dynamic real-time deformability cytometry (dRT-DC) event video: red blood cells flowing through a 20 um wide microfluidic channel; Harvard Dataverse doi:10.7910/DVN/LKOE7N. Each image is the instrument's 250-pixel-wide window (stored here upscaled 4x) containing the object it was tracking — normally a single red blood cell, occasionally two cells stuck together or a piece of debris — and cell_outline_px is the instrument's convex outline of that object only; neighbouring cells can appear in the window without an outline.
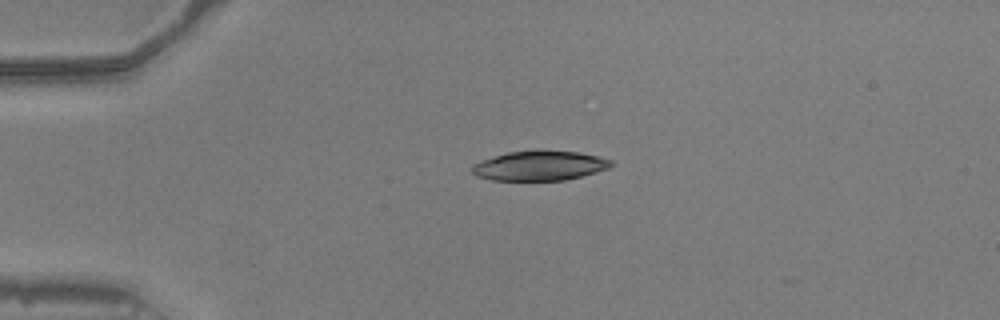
{"species": "common noctule bat (a hibernating species)", "species_latin": "Nyctalus noctula", "temperature_condition": "warm", "stored_images_in_passage": 38, "camera_frame_rate_fps": 3000, "um_per_image_px": 0.085, "animal": {"sex": "male", "body_mass_g": 20.5, "forearm_length_mm": 52.5}, "frame": {"image": 1, "passage_image": 1, "time_ms": 0.0, "image_size_px": [1000, 320], "cell_outline_px": [[616, 164], [608, 168], [596, 172], [564, 180], [492, 180], [476, 176], [472, 172], [472, 164], [480, 160], [508, 152], [536, 148], [540, 148], [580, 152], [612, 160]], "centroid_in_image_um": [45.86, 14.05], "position_along_channel_um": 39.1, "area_um2": 24.62}}
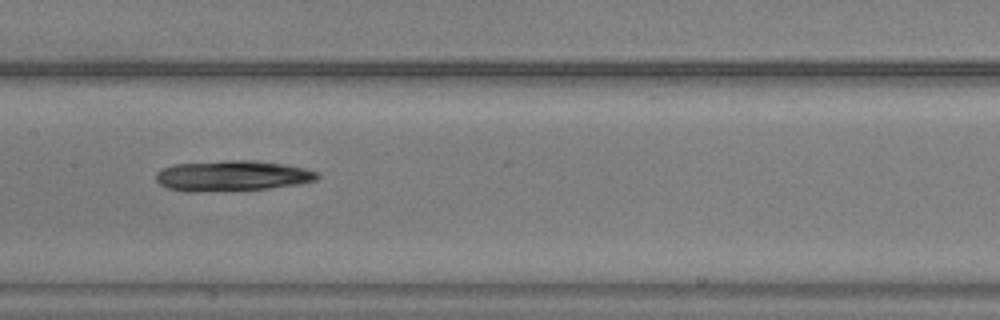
{"frame": {"image": 2, "passage_image": 15, "time_ms": 4.667, "image_size_px": [1000, 320], "cell_outline_px": [[320, 176], [316, 180], [300, 184], [268, 188], [196, 192], [184, 192], [168, 188], [160, 184], [156, 180], [156, 172], [160, 168], [172, 164], [224, 160], [256, 160], [284, 164], [304, 168], [320, 172]], "centroid_in_image_um": [19.72, 14.93], "position_along_channel_um": 187.7, "area_um2": 29.07}}
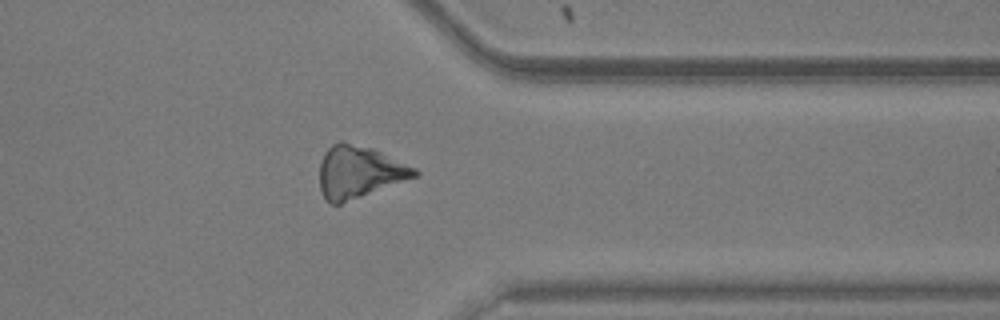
{"frame": {"image": 3, "passage_image": 30, "time_ms": 9.667, "image_size_px": [1000, 320], "cell_outline_px": [[420, 172], [416, 176], [340, 204], [332, 204], [324, 196], [320, 188], [320, 164], [324, 152], [332, 144], [340, 140], [372, 148], [416, 168]], "centroid_in_image_um": [30.5, 14.59], "position_along_channel_um": 380.9, "area_um2": 28.5}, "authors_computed_cell_mechanics": {"area_um2": 27.8307, "velocity_mm_per_s": 3.9762, "shape_relaxation_time_tau1_ms": 3.294, "shape_relaxation_time_tau2_ms": null, "deformation_change_tau1": 0.1368, "deformation_change_tau2": null}}